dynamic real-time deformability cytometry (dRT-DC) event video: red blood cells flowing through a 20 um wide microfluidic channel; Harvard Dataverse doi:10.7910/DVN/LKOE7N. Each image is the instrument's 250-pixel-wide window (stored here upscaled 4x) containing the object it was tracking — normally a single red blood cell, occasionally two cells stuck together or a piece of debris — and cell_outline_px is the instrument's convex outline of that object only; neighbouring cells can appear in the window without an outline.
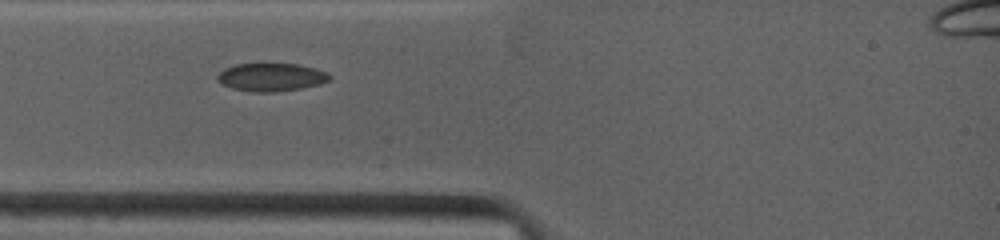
{"species": "common noctule bat (a hibernating species)", "species_latin": "Nyctalus noctula", "temperature_condition": "warm", "stored_images_in_passage": 34, "camera_frame_rate_fps": 4500, "um_per_image_px": 0.085, "animal": {"sex": "female", "body_mass_g": 19.0, "forearm_length_mm": 53.3}, "frame": {"image": 1, "passage_image": 1, "time_ms": 0.0, "image_size_px": [1000, 240], "cell_outline_px": [[332, 76], [328, 80], [320, 84], [300, 88], [276, 92], [252, 92], [232, 88], [216, 80], [216, 76], [224, 68], [236, 64], [300, 64], [316, 68], [328, 72]], "centroid_in_image_um": [23.06, 6.55], "position_along_channel_um": 61.9, "area_um2": 18.38}}
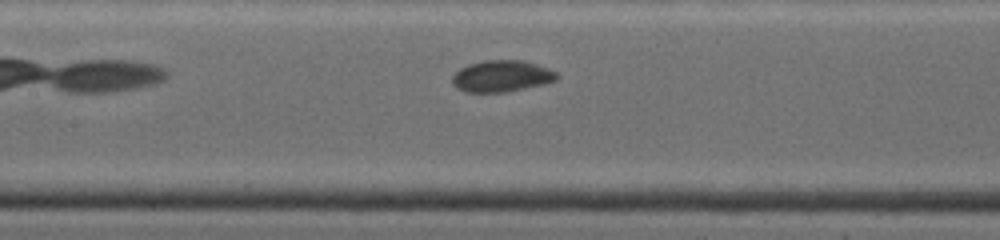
{"frame": {"image": 2, "passage_image": 11, "time_ms": 2.667, "image_size_px": [1000, 240], "cell_outline_px": [[560, 76], [556, 80], [544, 84], [504, 92], [464, 92], [456, 88], [452, 84], [452, 76], [460, 68], [468, 64], [484, 60], [524, 60], [548, 68], [556, 72]], "centroid_in_image_um": [42.62, 6.47], "position_along_channel_um": 164.8, "area_um2": 19.31}}
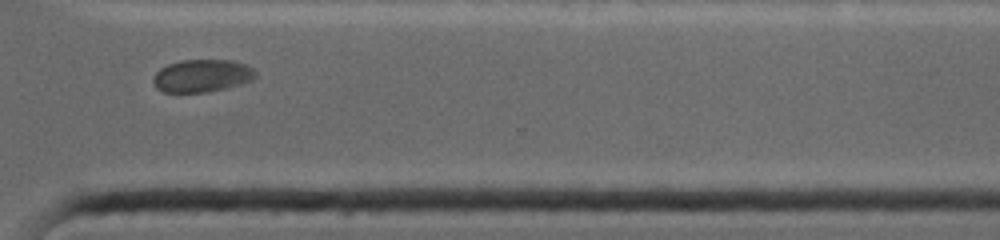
{"frame": {"image": 3, "passage_image": 29, "time_ms": 7.556, "image_size_px": [1000, 240], "cell_outline_px": [[256, 76], [252, 80], [240, 84], [224, 88], [204, 92], [164, 92], [156, 88], [152, 80], [156, 72], [160, 68], [168, 64], [180, 60], [232, 60], [244, 64], [252, 68], [256, 72]], "centroid_in_image_um": [17.15, 6.43], "position_along_channel_um": 353.5, "area_um2": 19.36}}